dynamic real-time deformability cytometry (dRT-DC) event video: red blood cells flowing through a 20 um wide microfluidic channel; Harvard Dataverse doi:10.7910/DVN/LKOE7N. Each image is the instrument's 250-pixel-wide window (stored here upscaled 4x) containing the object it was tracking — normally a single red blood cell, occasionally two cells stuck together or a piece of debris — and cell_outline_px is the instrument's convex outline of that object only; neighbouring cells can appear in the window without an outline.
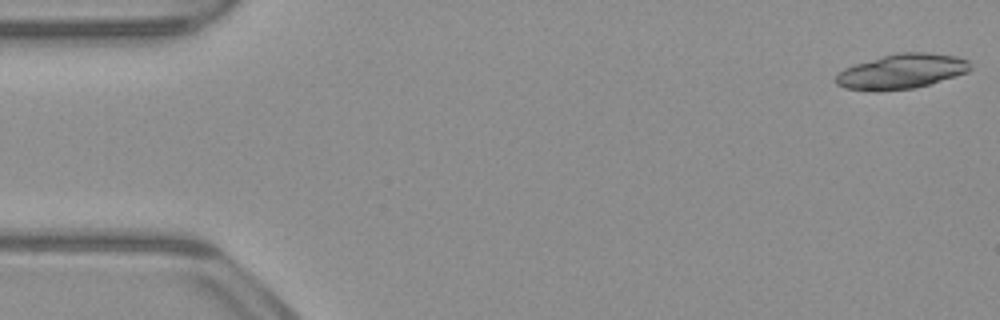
{"species": "common noctule bat (a hibernating species)", "species_latin": "Nyctalus noctula", "temperature_condition": "warm", "stored_images_in_passage": 18, "camera_frame_rate_fps": 3000, "um_per_image_px": 0.085, "animal": {"sex": "male", "body_mass_g": 23.1, "forearm_length_mm": 52.7}, "frame": {"image": 1, "passage_image": 1, "time_ms": 0.0, "image_size_px": [1000, 320], "cell_outline_px": [[972, 68], [968, 72], [928, 84], [912, 88], [876, 92], [844, 88], [836, 84], [836, 76], [844, 68], [856, 64], [884, 56], [900, 52], [928, 52], [956, 56], [968, 60]], "centroid_in_image_um": [76.64, 6.07], "position_along_channel_um": 8.4, "area_um2": 27.11}}